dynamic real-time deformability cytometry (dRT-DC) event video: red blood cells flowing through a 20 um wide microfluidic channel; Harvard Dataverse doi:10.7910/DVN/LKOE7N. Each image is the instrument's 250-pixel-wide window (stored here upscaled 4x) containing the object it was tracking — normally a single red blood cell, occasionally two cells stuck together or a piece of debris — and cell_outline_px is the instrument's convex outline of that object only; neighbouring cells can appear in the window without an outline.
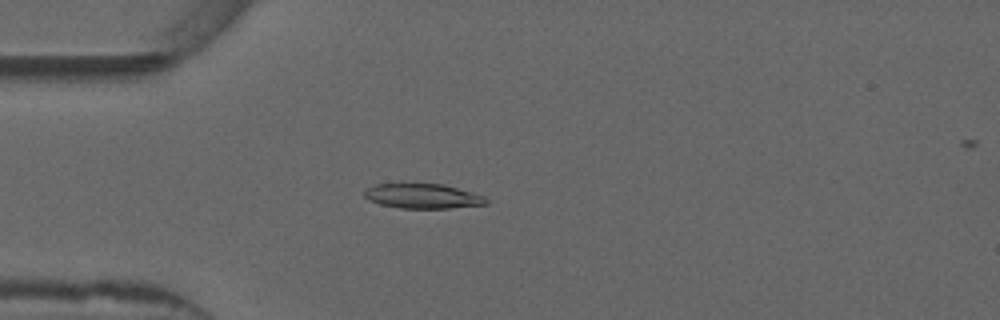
{"species": "common noctule bat (a hibernating species)", "species_latin": "Nyctalus noctula", "temperature_condition": "warm", "stored_images_in_passage": 52, "camera_frame_rate_fps": 3000, "um_per_image_px": 0.085, "animal": {"sex": "male", "forearm_length_mm": 52.5}, "frame": {"image": 1, "passage_image": 14, "time_ms": 4.333, "image_size_px": [1000, 320], "cell_outline_px": [[488, 204], [448, 208], [400, 208], [380, 204], [368, 200], [364, 196], [364, 192], [368, 188], [376, 184], [444, 184], [472, 192], [484, 196], [488, 200]], "centroid_in_image_um": [35.94, 16.67], "position_along_channel_um": 49.1, "area_um2": 17.46}}
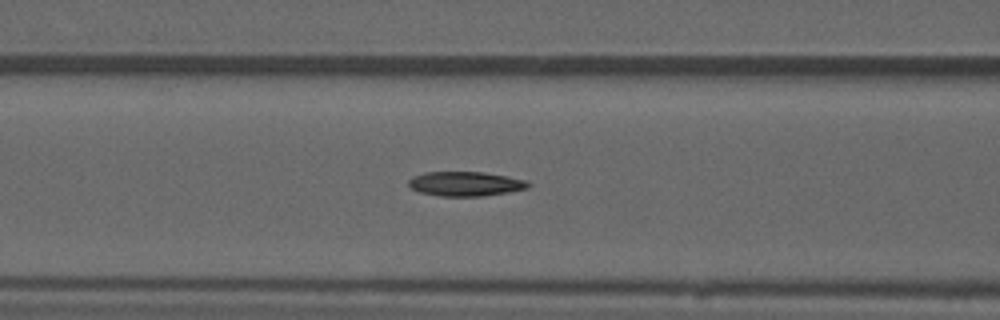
{"frame": {"image": 2, "passage_image": 21, "time_ms": 6.667, "image_size_px": [1000, 320], "cell_outline_px": [[532, 184], [528, 188], [508, 192], [484, 196], [440, 196], [420, 192], [412, 188], [408, 184], [408, 180], [412, 176], [424, 172], [484, 172], [508, 176], [528, 180]], "centroid_in_image_um": [39.59, 15.62], "position_along_channel_um": 127.0, "area_um2": 17.22}}
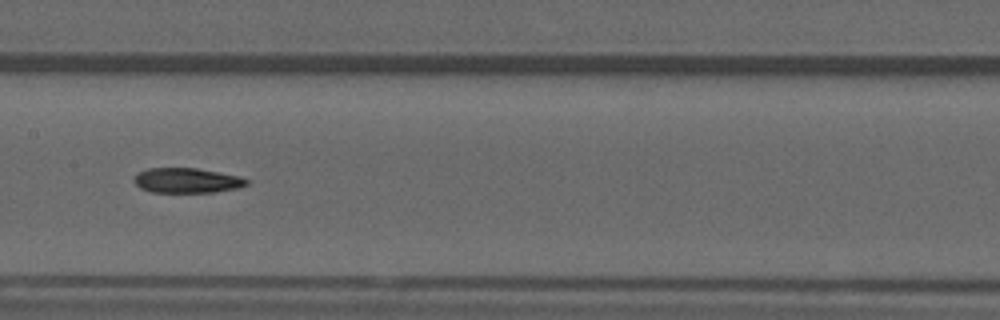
{"frame": {"image": 3, "passage_image": 26, "time_ms": 8.333, "image_size_px": [1000, 320], "cell_outline_px": [[248, 184], [240, 188], [212, 192], [152, 192], [140, 188], [132, 180], [140, 172], [148, 168], [196, 168], [240, 176], [248, 180]], "centroid_in_image_um": [15.9, 15.34], "position_along_channel_um": 191.5, "area_um2": 16.3}}